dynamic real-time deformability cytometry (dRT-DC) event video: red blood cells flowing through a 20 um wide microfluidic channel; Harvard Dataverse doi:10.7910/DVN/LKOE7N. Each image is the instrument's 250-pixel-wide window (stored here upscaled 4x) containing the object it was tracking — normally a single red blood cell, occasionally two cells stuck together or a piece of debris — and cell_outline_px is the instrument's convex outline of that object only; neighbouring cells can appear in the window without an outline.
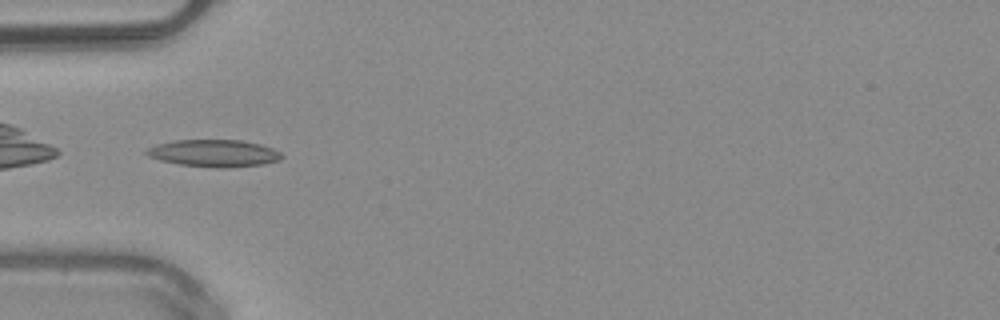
{"species": "common noctule bat (a hibernating species)", "species_latin": "Nyctalus noctula", "temperature_condition": "warm", "stored_images_in_passage": 35, "camera_frame_rate_fps": 3000, "um_per_image_px": 0.085, "animal": {"sex": "male", "body_mass_g": 20.4}, "frame": {"image": 1, "passage_image": 1, "time_ms": 0.0, "image_size_px": [1000, 320], "cell_outline_px": [[284, 156], [280, 160], [264, 164], [228, 168], [216, 168], [180, 164], [160, 160], [148, 156], [144, 152], [148, 148], [156, 144], [176, 140], [240, 140], [260, 144], [272, 148], [280, 152]], "centroid_in_image_um": [18.21, 13.03], "position_along_channel_um": 66.8, "area_um2": 21.44}}